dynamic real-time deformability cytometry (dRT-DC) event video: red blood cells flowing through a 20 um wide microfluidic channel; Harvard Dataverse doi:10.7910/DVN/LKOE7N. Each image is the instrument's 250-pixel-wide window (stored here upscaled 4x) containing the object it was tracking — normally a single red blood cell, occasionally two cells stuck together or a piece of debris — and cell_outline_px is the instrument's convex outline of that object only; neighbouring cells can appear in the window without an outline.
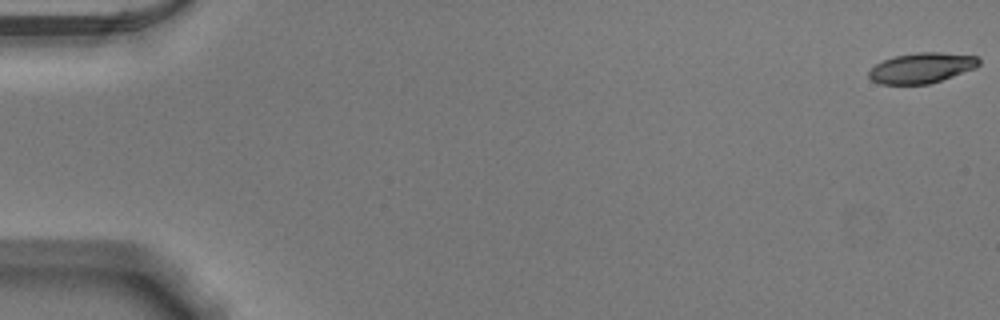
{"species": "Egyptian fruit bat (a non-hibernating species)", "species_latin": "Rousettus aegyptiacus", "temperature_condition": "warm", "stored_images_in_passage": 53, "camera_frame_rate_fps": 3000, "um_per_image_px": 0.085, "animal": {"sex": "male"}, "frame": {"image": 1, "passage_image": 1, "time_ms": 0.0, "image_size_px": [1000, 320], "cell_outline_px": [[980, 64], [976, 68], [928, 84], [880, 84], [872, 80], [868, 76], [868, 72], [876, 64], [884, 60], [896, 56], [916, 52], [940, 52], [976, 56], [980, 60]], "centroid_in_image_um": [78.34, 5.77], "position_along_channel_um": 6.7, "area_um2": 19.31}}
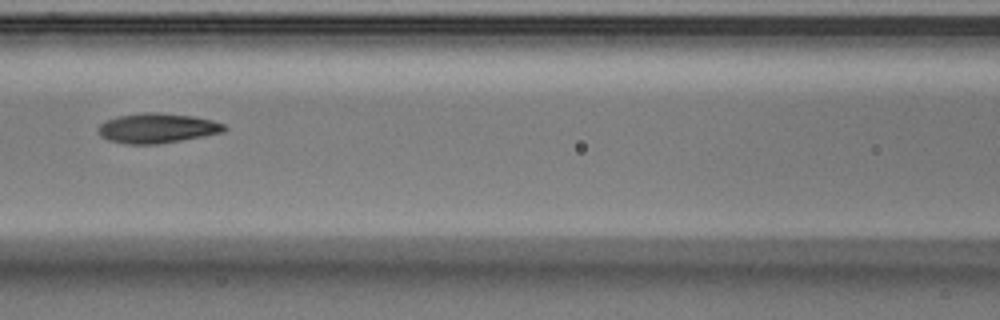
{"frame": {"image": 2, "passage_image": 25, "time_ms": 8.0, "image_size_px": [1000, 320], "cell_outline_px": [[228, 128], [224, 132], [204, 136], [156, 144], [124, 144], [108, 140], [100, 136], [100, 124], [116, 116], [144, 112], [156, 112], [192, 116], [212, 120], [224, 124]], "centroid_in_image_um": [13.38, 10.89], "position_along_channel_um": 153.2, "area_um2": 21.79}}
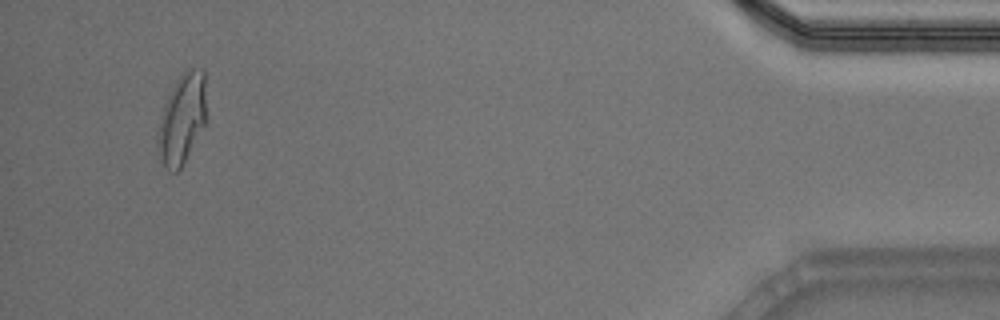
{"frame": {"image": 3, "passage_image": 51, "time_ms": 16.667, "image_size_px": [1000, 320], "cell_outline_px": [[208, 120], [180, 168], [176, 172], [168, 172], [164, 164], [156, 144], [156, 132], [160, 116], [164, 104], [176, 80], [188, 68], [204, 68]], "centroid_in_image_um": [15.5, 10.07], "position_along_channel_um": 419.7, "area_um2": 26.01}, "authors_computed_cell_mechanics": {"area_um2": 21.386, "velocity_mm_per_s": 3.889, "shape_relaxation_time_tau1_ms": 5.7403, "shape_relaxation_time_tau2_ms": 1.9707, "deformation_change_tau1": 0.2054, "deformation_change_tau2": 0.0807}}